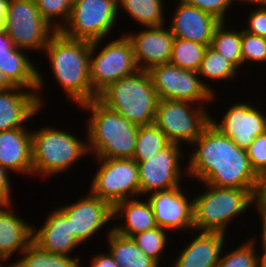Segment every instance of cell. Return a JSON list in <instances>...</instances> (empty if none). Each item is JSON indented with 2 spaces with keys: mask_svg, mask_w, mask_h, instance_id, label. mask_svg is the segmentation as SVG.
Segmentation results:
<instances>
[{
  "mask_svg": "<svg viewBox=\"0 0 266 267\" xmlns=\"http://www.w3.org/2000/svg\"><path fill=\"white\" fill-rule=\"evenodd\" d=\"M106 239L105 247L120 267H161L154 259L147 256L130 237L112 230Z\"/></svg>",
  "mask_w": 266,
  "mask_h": 267,
  "instance_id": "4316f807",
  "label": "cell"
},
{
  "mask_svg": "<svg viewBox=\"0 0 266 267\" xmlns=\"http://www.w3.org/2000/svg\"><path fill=\"white\" fill-rule=\"evenodd\" d=\"M176 1V7L173 6L175 11L167 19V26L174 37L210 46L214 30L221 22L195 6L182 0Z\"/></svg>",
  "mask_w": 266,
  "mask_h": 267,
  "instance_id": "d6986e66",
  "label": "cell"
},
{
  "mask_svg": "<svg viewBox=\"0 0 266 267\" xmlns=\"http://www.w3.org/2000/svg\"><path fill=\"white\" fill-rule=\"evenodd\" d=\"M250 237L245 242L241 240L242 243L234 249L232 247L231 251H227L225 246L217 267H257L261 262V252L257 251L260 248L256 240L252 235Z\"/></svg>",
  "mask_w": 266,
  "mask_h": 267,
  "instance_id": "1f68e13d",
  "label": "cell"
},
{
  "mask_svg": "<svg viewBox=\"0 0 266 267\" xmlns=\"http://www.w3.org/2000/svg\"><path fill=\"white\" fill-rule=\"evenodd\" d=\"M86 117L88 152L94 158H133L139 125L107 108L97 98L79 106Z\"/></svg>",
  "mask_w": 266,
  "mask_h": 267,
  "instance_id": "3957f363",
  "label": "cell"
},
{
  "mask_svg": "<svg viewBox=\"0 0 266 267\" xmlns=\"http://www.w3.org/2000/svg\"><path fill=\"white\" fill-rule=\"evenodd\" d=\"M190 233L191 239L176 253L173 262L169 261L172 263L169 267H217L225 245L229 246L228 236L222 232L192 230Z\"/></svg>",
  "mask_w": 266,
  "mask_h": 267,
  "instance_id": "ffe728a7",
  "label": "cell"
},
{
  "mask_svg": "<svg viewBox=\"0 0 266 267\" xmlns=\"http://www.w3.org/2000/svg\"><path fill=\"white\" fill-rule=\"evenodd\" d=\"M43 19L59 32L69 19L73 0H35Z\"/></svg>",
  "mask_w": 266,
  "mask_h": 267,
  "instance_id": "e575fe53",
  "label": "cell"
},
{
  "mask_svg": "<svg viewBox=\"0 0 266 267\" xmlns=\"http://www.w3.org/2000/svg\"><path fill=\"white\" fill-rule=\"evenodd\" d=\"M257 211V214H258V218H259V221L256 220L257 222H260L259 224L261 225L260 227V230L258 231H261L258 235V238L257 236L255 235L252 236L253 239L256 240L257 244L259 245H266V209H255ZM260 239V241H259Z\"/></svg>",
  "mask_w": 266,
  "mask_h": 267,
  "instance_id": "b9f144b4",
  "label": "cell"
},
{
  "mask_svg": "<svg viewBox=\"0 0 266 267\" xmlns=\"http://www.w3.org/2000/svg\"><path fill=\"white\" fill-rule=\"evenodd\" d=\"M166 0H117L119 22L124 12L129 20L136 22L140 28L157 27L166 24L168 7ZM122 10V11H121ZM121 14V15H120ZM166 18V19H165Z\"/></svg>",
  "mask_w": 266,
  "mask_h": 267,
  "instance_id": "484cf974",
  "label": "cell"
},
{
  "mask_svg": "<svg viewBox=\"0 0 266 267\" xmlns=\"http://www.w3.org/2000/svg\"><path fill=\"white\" fill-rule=\"evenodd\" d=\"M113 222H115L113 223L114 231L130 238L158 227L153 210L146 197L131 198L118 202L113 207Z\"/></svg>",
  "mask_w": 266,
  "mask_h": 267,
  "instance_id": "d4e9b609",
  "label": "cell"
},
{
  "mask_svg": "<svg viewBox=\"0 0 266 267\" xmlns=\"http://www.w3.org/2000/svg\"><path fill=\"white\" fill-rule=\"evenodd\" d=\"M250 10L242 29L250 34L266 38V6H256Z\"/></svg>",
  "mask_w": 266,
  "mask_h": 267,
  "instance_id": "f35d334b",
  "label": "cell"
},
{
  "mask_svg": "<svg viewBox=\"0 0 266 267\" xmlns=\"http://www.w3.org/2000/svg\"><path fill=\"white\" fill-rule=\"evenodd\" d=\"M199 184L206 190L193 197V230L228 235L233 220L255 208L256 197L249 190Z\"/></svg>",
  "mask_w": 266,
  "mask_h": 267,
  "instance_id": "5b68a950",
  "label": "cell"
},
{
  "mask_svg": "<svg viewBox=\"0 0 266 267\" xmlns=\"http://www.w3.org/2000/svg\"><path fill=\"white\" fill-rule=\"evenodd\" d=\"M113 39L107 43L105 39L91 43L90 81L97 95L110 83L138 70L132 44L123 31Z\"/></svg>",
  "mask_w": 266,
  "mask_h": 267,
  "instance_id": "ba28073f",
  "label": "cell"
},
{
  "mask_svg": "<svg viewBox=\"0 0 266 267\" xmlns=\"http://www.w3.org/2000/svg\"><path fill=\"white\" fill-rule=\"evenodd\" d=\"M136 29L139 30L125 31L124 34L132 44L138 69L148 71L154 66L169 63L175 37L167 24Z\"/></svg>",
  "mask_w": 266,
  "mask_h": 267,
  "instance_id": "ac0fdd59",
  "label": "cell"
},
{
  "mask_svg": "<svg viewBox=\"0 0 266 267\" xmlns=\"http://www.w3.org/2000/svg\"><path fill=\"white\" fill-rule=\"evenodd\" d=\"M241 53L243 59V67L255 64L266 63V38L257 35L250 34L242 29V42H241Z\"/></svg>",
  "mask_w": 266,
  "mask_h": 267,
  "instance_id": "d590c367",
  "label": "cell"
},
{
  "mask_svg": "<svg viewBox=\"0 0 266 267\" xmlns=\"http://www.w3.org/2000/svg\"><path fill=\"white\" fill-rule=\"evenodd\" d=\"M0 166L13 174L33 176L31 128L0 132Z\"/></svg>",
  "mask_w": 266,
  "mask_h": 267,
  "instance_id": "603a6c76",
  "label": "cell"
},
{
  "mask_svg": "<svg viewBox=\"0 0 266 267\" xmlns=\"http://www.w3.org/2000/svg\"><path fill=\"white\" fill-rule=\"evenodd\" d=\"M58 209L70 221L71 231L81 245L95 240L92 237L95 235L96 238L104 227L106 236L113 230V207L89 190L74 202L58 205Z\"/></svg>",
  "mask_w": 266,
  "mask_h": 267,
  "instance_id": "5bb4252c",
  "label": "cell"
},
{
  "mask_svg": "<svg viewBox=\"0 0 266 267\" xmlns=\"http://www.w3.org/2000/svg\"><path fill=\"white\" fill-rule=\"evenodd\" d=\"M118 16L117 0H73L69 19L59 32L91 43L107 40L114 36Z\"/></svg>",
  "mask_w": 266,
  "mask_h": 267,
  "instance_id": "52a82bcc",
  "label": "cell"
},
{
  "mask_svg": "<svg viewBox=\"0 0 266 267\" xmlns=\"http://www.w3.org/2000/svg\"><path fill=\"white\" fill-rule=\"evenodd\" d=\"M208 46L175 37L170 63L185 70L197 72Z\"/></svg>",
  "mask_w": 266,
  "mask_h": 267,
  "instance_id": "d6a6232c",
  "label": "cell"
},
{
  "mask_svg": "<svg viewBox=\"0 0 266 267\" xmlns=\"http://www.w3.org/2000/svg\"><path fill=\"white\" fill-rule=\"evenodd\" d=\"M4 267H20L15 261L11 262L10 263H6Z\"/></svg>",
  "mask_w": 266,
  "mask_h": 267,
  "instance_id": "c3c4849f",
  "label": "cell"
},
{
  "mask_svg": "<svg viewBox=\"0 0 266 267\" xmlns=\"http://www.w3.org/2000/svg\"><path fill=\"white\" fill-rule=\"evenodd\" d=\"M5 264L0 260V267H4Z\"/></svg>",
  "mask_w": 266,
  "mask_h": 267,
  "instance_id": "816d5d0a",
  "label": "cell"
},
{
  "mask_svg": "<svg viewBox=\"0 0 266 267\" xmlns=\"http://www.w3.org/2000/svg\"><path fill=\"white\" fill-rule=\"evenodd\" d=\"M148 73L159 100L216 105L214 101L218 94L213 95L203 85L198 72L182 69L169 62L150 68Z\"/></svg>",
  "mask_w": 266,
  "mask_h": 267,
  "instance_id": "7c38bea8",
  "label": "cell"
},
{
  "mask_svg": "<svg viewBox=\"0 0 266 267\" xmlns=\"http://www.w3.org/2000/svg\"><path fill=\"white\" fill-rule=\"evenodd\" d=\"M188 151V180L192 178L195 183L215 187L246 189L257 198L260 178L251 167L246 149L237 146L211 122Z\"/></svg>",
  "mask_w": 266,
  "mask_h": 267,
  "instance_id": "6da1fadb",
  "label": "cell"
},
{
  "mask_svg": "<svg viewBox=\"0 0 266 267\" xmlns=\"http://www.w3.org/2000/svg\"><path fill=\"white\" fill-rule=\"evenodd\" d=\"M230 26V28H228ZM228 22H221L214 30L210 47L220 53L226 60L232 63L239 71L243 69L241 53L242 26L241 29H233Z\"/></svg>",
  "mask_w": 266,
  "mask_h": 267,
  "instance_id": "f1b7e54d",
  "label": "cell"
},
{
  "mask_svg": "<svg viewBox=\"0 0 266 267\" xmlns=\"http://www.w3.org/2000/svg\"><path fill=\"white\" fill-rule=\"evenodd\" d=\"M255 209H266V184H260Z\"/></svg>",
  "mask_w": 266,
  "mask_h": 267,
  "instance_id": "7bdbcfd3",
  "label": "cell"
},
{
  "mask_svg": "<svg viewBox=\"0 0 266 267\" xmlns=\"http://www.w3.org/2000/svg\"><path fill=\"white\" fill-rule=\"evenodd\" d=\"M92 256L93 257L89 261V267H120L109 251L107 252L104 250V252H96L95 255Z\"/></svg>",
  "mask_w": 266,
  "mask_h": 267,
  "instance_id": "60d3db41",
  "label": "cell"
},
{
  "mask_svg": "<svg viewBox=\"0 0 266 267\" xmlns=\"http://www.w3.org/2000/svg\"><path fill=\"white\" fill-rule=\"evenodd\" d=\"M238 2V3H237ZM235 3H237V5H248L250 4L251 7H255V6H266V0H235ZM240 3V4H239Z\"/></svg>",
  "mask_w": 266,
  "mask_h": 267,
  "instance_id": "f6af8a7d",
  "label": "cell"
},
{
  "mask_svg": "<svg viewBox=\"0 0 266 267\" xmlns=\"http://www.w3.org/2000/svg\"><path fill=\"white\" fill-rule=\"evenodd\" d=\"M67 130L61 127L57 129L51 123L49 126L43 124V127L31 129L34 177H44L45 181L46 177L68 173L82 158L90 155L87 131L84 132L85 138H82Z\"/></svg>",
  "mask_w": 266,
  "mask_h": 267,
  "instance_id": "277c9868",
  "label": "cell"
},
{
  "mask_svg": "<svg viewBox=\"0 0 266 267\" xmlns=\"http://www.w3.org/2000/svg\"><path fill=\"white\" fill-rule=\"evenodd\" d=\"M32 242L44 251L69 256L73 252L79 256L75 250L82 246L71 231L70 221L57 207L49 211L40 227L33 225Z\"/></svg>",
  "mask_w": 266,
  "mask_h": 267,
  "instance_id": "44dd1931",
  "label": "cell"
},
{
  "mask_svg": "<svg viewBox=\"0 0 266 267\" xmlns=\"http://www.w3.org/2000/svg\"><path fill=\"white\" fill-rule=\"evenodd\" d=\"M21 256V257H20ZM14 260L20 267H82L80 256L54 254L33 242ZM82 261V262H81Z\"/></svg>",
  "mask_w": 266,
  "mask_h": 267,
  "instance_id": "f546056e",
  "label": "cell"
},
{
  "mask_svg": "<svg viewBox=\"0 0 266 267\" xmlns=\"http://www.w3.org/2000/svg\"><path fill=\"white\" fill-rule=\"evenodd\" d=\"M208 107L187 101L159 100L154 124L171 143L190 146L210 123Z\"/></svg>",
  "mask_w": 266,
  "mask_h": 267,
  "instance_id": "30bf717a",
  "label": "cell"
},
{
  "mask_svg": "<svg viewBox=\"0 0 266 267\" xmlns=\"http://www.w3.org/2000/svg\"><path fill=\"white\" fill-rule=\"evenodd\" d=\"M184 147L186 146L170 143L152 158L136 162L139 167L140 197L185 186L182 183L188 178L187 166L180 163L184 158L187 159Z\"/></svg>",
  "mask_w": 266,
  "mask_h": 267,
  "instance_id": "4fadbf2b",
  "label": "cell"
},
{
  "mask_svg": "<svg viewBox=\"0 0 266 267\" xmlns=\"http://www.w3.org/2000/svg\"><path fill=\"white\" fill-rule=\"evenodd\" d=\"M41 110L36 92L18 86L0 91V132L30 128L27 122Z\"/></svg>",
  "mask_w": 266,
  "mask_h": 267,
  "instance_id": "7402d4cb",
  "label": "cell"
},
{
  "mask_svg": "<svg viewBox=\"0 0 266 267\" xmlns=\"http://www.w3.org/2000/svg\"><path fill=\"white\" fill-rule=\"evenodd\" d=\"M246 151L253 171L261 179L266 173V131L258 135Z\"/></svg>",
  "mask_w": 266,
  "mask_h": 267,
  "instance_id": "74e56055",
  "label": "cell"
},
{
  "mask_svg": "<svg viewBox=\"0 0 266 267\" xmlns=\"http://www.w3.org/2000/svg\"><path fill=\"white\" fill-rule=\"evenodd\" d=\"M243 100H234L219 119L211 114L210 122L237 146L246 149L258 135L266 131V114L259 104L256 107L253 101Z\"/></svg>",
  "mask_w": 266,
  "mask_h": 267,
  "instance_id": "2e32d148",
  "label": "cell"
},
{
  "mask_svg": "<svg viewBox=\"0 0 266 267\" xmlns=\"http://www.w3.org/2000/svg\"><path fill=\"white\" fill-rule=\"evenodd\" d=\"M9 2L10 0H0V29L5 28Z\"/></svg>",
  "mask_w": 266,
  "mask_h": 267,
  "instance_id": "ee69618b",
  "label": "cell"
},
{
  "mask_svg": "<svg viewBox=\"0 0 266 267\" xmlns=\"http://www.w3.org/2000/svg\"><path fill=\"white\" fill-rule=\"evenodd\" d=\"M4 30L15 47L43 53L56 32L40 15L35 0H10Z\"/></svg>",
  "mask_w": 266,
  "mask_h": 267,
  "instance_id": "8fae6325",
  "label": "cell"
},
{
  "mask_svg": "<svg viewBox=\"0 0 266 267\" xmlns=\"http://www.w3.org/2000/svg\"><path fill=\"white\" fill-rule=\"evenodd\" d=\"M166 229L155 227L132 237L136 245L149 257L154 259L159 265L165 257L166 248H169L173 238ZM171 236V238L169 237ZM169 239L171 240L169 242ZM168 245V247H167ZM165 249V250H164ZM162 259V260H161Z\"/></svg>",
  "mask_w": 266,
  "mask_h": 267,
  "instance_id": "836d02e7",
  "label": "cell"
},
{
  "mask_svg": "<svg viewBox=\"0 0 266 267\" xmlns=\"http://www.w3.org/2000/svg\"><path fill=\"white\" fill-rule=\"evenodd\" d=\"M95 161L99 168L89 185L94 196L112 207L126 199L140 197L139 167L133 158H95Z\"/></svg>",
  "mask_w": 266,
  "mask_h": 267,
  "instance_id": "9c48e42d",
  "label": "cell"
},
{
  "mask_svg": "<svg viewBox=\"0 0 266 267\" xmlns=\"http://www.w3.org/2000/svg\"><path fill=\"white\" fill-rule=\"evenodd\" d=\"M257 267H266L262 262Z\"/></svg>",
  "mask_w": 266,
  "mask_h": 267,
  "instance_id": "f907efd6",
  "label": "cell"
},
{
  "mask_svg": "<svg viewBox=\"0 0 266 267\" xmlns=\"http://www.w3.org/2000/svg\"><path fill=\"white\" fill-rule=\"evenodd\" d=\"M171 142L167 139L165 133L154 123L141 125L138 128L136 140V149L133 159L136 162H143L157 155L162 149Z\"/></svg>",
  "mask_w": 266,
  "mask_h": 267,
  "instance_id": "4dcf8cb0",
  "label": "cell"
},
{
  "mask_svg": "<svg viewBox=\"0 0 266 267\" xmlns=\"http://www.w3.org/2000/svg\"><path fill=\"white\" fill-rule=\"evenodd\" d=\"M13 87V85L7 80L3 72L0 70V91L7 90Z\"/></svg>",
  "mask_w": 266,
  "mask_h": 267,
  "instance_id": "bcb514c9",
  "label": "cell"
},
{
  "mask_svg": "<svg viewBox=\"0 0 266 267\" xmlns=\"http://www.w3.org/2000/svg\"><path fill=\"white\" fill-rule=\"evenodd\" d=\"M260 184H266V173L264 176L260 179Z\"/></svg>",
  "mask_w": 266,
  "mask_h": 267,
  "instance_id": "681fc988",
  "label": "cell"
},
{
  "mask_svg": "<svg viewBox=\"0 0 266 267\" xmlns=\"http://www.w3.org/2000/svg\"><path fill=\"white\" fill-rule=\"evenodd\" d=\"M97 99L139 126L154 123L159 103L150 75L142 69L110 83L98 94Z\"/></svg>",
  "mask_w": 266,
  "mask_h": 267,
  "instance_id": "8992f818",
  "label": "cell"
},
{
  "mask_svg": "<svg viewBox=\"0 0 266 267\" xmlns=\"http://www.w3.org/2000/svg\"><path fill=\"white\" fill-rule=\"evenodd\" d=\"M90 52L91 42L70 39L60 32L49 38L43 51L57 87L77 107L98 97L90 81Z\"/></svg>",
  "mask_w": 266,
  "mask_h": 267,
  "instance_id": "7a4b0ae2",
  "label": "cell"
},
{
  "mask_svg": "<svg viewBox=\"0 0 266 267\" xmlns=\"http://www.w3.org/2000/svg\"><path fill=\"white\" fill-rule=\"evenodd\" d=\"M9 171L0 166V204L14 203L12 196V178Z\"/></svg>",
  "mask_w": 266,
  "mask_h": 267,
  "instance_id": "ab89813d",
  "label": "cell"
},
{
  "mask_svg": "<svg viewBox=\"0 0 266 267\" xmlns=\"http://www.w3.org/2000/svg\"><path fill=\"white\" fill-rule=\"evenodd\" d=\"M197 72L200 76L203 85L213 95L218 94V90L214 88L215 86H213V88L212 86H210L212 85V83L214 84L215 82H217L220 85L222 82L227 83L226 81L230 82L233 81L234 79H235L234 81H237L239 78L238 75H240L239 74L240 71L232 63L226 60L224 56H222L220 53L215 51L210 46L206 48L203 60ZM235 77L237 78V80ZM209 81L212 83L210 84Z\"/></svg>",
  "mask_w": 266,
  "mask_h": 267,
  "instance_id": "83f0119b",
  "label": "cell"
},
{
  "mask_svg": "<svg viewBox=\"0 0 266 267\" xmlns=\"http://www.w3.org/2000/svg\"><path fill=\"white\" fill-rule=\"evenodd\" d=\"M13 205L0 204V260L4 264L32 243L33 225L18 216Z\"/></svg>",
  "mask_w": 266,
  "mask_h": 267,
  "instance_id": "cb8c5ba5",
  "label": "cell"
},
{
  "mask_svg": "<svg viewBox=\"0 0 266 267\" xmlns=\"http://www.w3.org/2000/svg\"><path fill=\"white\" fill-rule=\"evenodd\" d=\"M35 61L30 59L28 51L15 47L7 32L0 29V70L13 86L36 92L42 109L46 108V99L43 98L47 97H44L43 91L47 80Z\"/></svg>",
  "mask_w": 266,
  "mask_h": 267,
  "instance_id": "9a60e30c",
  "label": "cell"
},
{
  "mask_svg": "<svg viewBox=\"0 0 266 267\" xmlns=\"http://www.w3.org/2000/svg\"><path fill=\"white\" fill-rule=\"evenodd\" d=\"M261 262L266 266V245H260Z\"/></svg>",
  "mask_w": 266,
  "mask_h": 267,
  "instance_id": "7dc6e473",
  "label": "cell"
},
{
  "mask_svg": "<svg viewBox=\"0 0 266 267\" xmlns=\"http://www.w3.org/2000/svg\"><path fill=\"white\" fill-rule=\"evenodd\" d=\"M184 3L195 6L203 12L209 13L220 22H229L230 10L236 6L235 0H182ZM230 9V10H229ZM227 17V18H226Z\"/></svg>",
  "mask_w": 266,
  "mask_h": 267,
  "instance_id": "8d00e7d4",
  "label": "cell"
},
{
  "mask_svg": "<svg viewBox=\"0 0 266 267\" xmlns=\"http://www.w3.org/2000/svg\"><path fill=\"white\" fill-rule=\"evenodd\" d=\"M145 197L160 228L166 229L171 235L193 230V196L190 197L185 188L180 186L157 191Z\"/></svg>",
  "mask_w": 266,
  "mask_h": 267,
  "instance_id": "e0dca14e",
  "label": "cell"
}]
</instances>
